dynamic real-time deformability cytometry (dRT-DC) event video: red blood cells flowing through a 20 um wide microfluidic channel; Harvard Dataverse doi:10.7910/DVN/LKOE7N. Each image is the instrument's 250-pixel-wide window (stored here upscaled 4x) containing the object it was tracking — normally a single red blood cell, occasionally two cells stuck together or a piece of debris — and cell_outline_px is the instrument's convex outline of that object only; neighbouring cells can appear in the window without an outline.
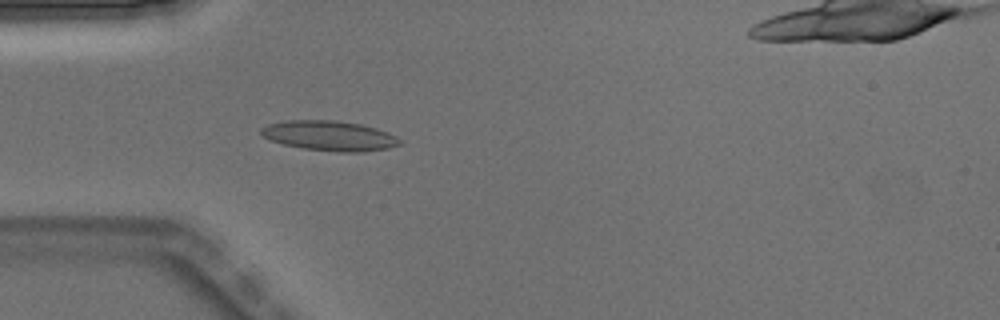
{"species": "Egyptian fruit bat (a non-hibernating species)", "species_latin": "Rousettus aegyptiacus", "temperature_condition": "warm", "stored_images_in_passage": 4, "camera_frame_rate_fps": 3000, "um_per_image_px": 0.085, "animal": {"sex": "male"}, "frame": {"image": 1, "passage_image": 4, "time_ms": 1.0, "image_size_px": [1000, 320], "cell_outline_px": [[400, 144], [388, 148], [360, 152], [336, 152], [304, 148], [284, 144], [272, 140], [264, 136], [260, 132], [260, 128], [268, 124], [288, 120], [336, 120], [360, 124], [376, 128], [388, 132], [396, 136], [400, 140]], "centroid_in_image_um": [28.02, 11.53], "position_along_channel_um": 57.0, "area_um2": 24.04}}